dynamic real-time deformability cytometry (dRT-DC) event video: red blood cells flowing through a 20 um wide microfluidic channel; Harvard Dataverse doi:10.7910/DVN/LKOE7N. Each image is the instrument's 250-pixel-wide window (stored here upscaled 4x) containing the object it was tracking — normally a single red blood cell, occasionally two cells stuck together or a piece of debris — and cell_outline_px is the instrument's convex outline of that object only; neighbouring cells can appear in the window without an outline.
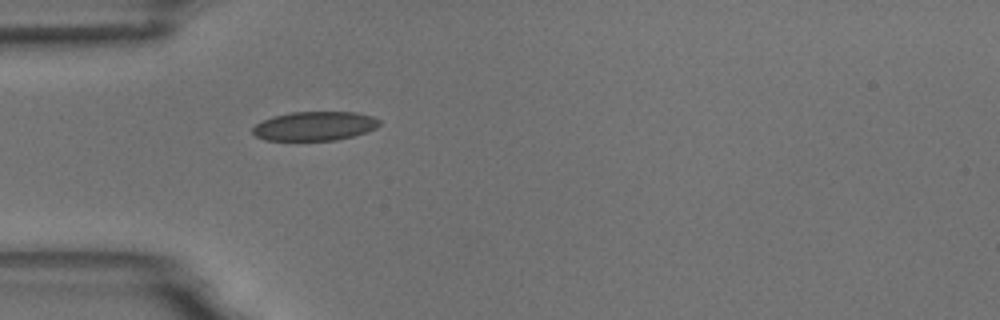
{"species": "common noctule bat (a hibernating species)", "species_latin": "Nyctalus noctula", "temperature_condition": "room temperature", "stored_images_in_passage": 3, "camera_frame_rate_fps": 3000, "um_per_image_px": 0.085, "animal": {"sex": "male", "body_mass_g": 18.8}, "frame": {"image": 1, "passage_image": 3, "time_ms": 2.333, "image_size_px": [1000, 320], "cell_outline_px": [[380, 124], [376, 128], [352, 136], [336, 140], [264, 140], [256, 136], [252, 132], [252, 128], [256, 124], [272, 116], [292, 112], [356, 112], [372, 116], [380, 120]], "centroid_in_image_um": [26.73, 10.71], "position_along_channel_um": 58.3, "area_um2": 21.39}}